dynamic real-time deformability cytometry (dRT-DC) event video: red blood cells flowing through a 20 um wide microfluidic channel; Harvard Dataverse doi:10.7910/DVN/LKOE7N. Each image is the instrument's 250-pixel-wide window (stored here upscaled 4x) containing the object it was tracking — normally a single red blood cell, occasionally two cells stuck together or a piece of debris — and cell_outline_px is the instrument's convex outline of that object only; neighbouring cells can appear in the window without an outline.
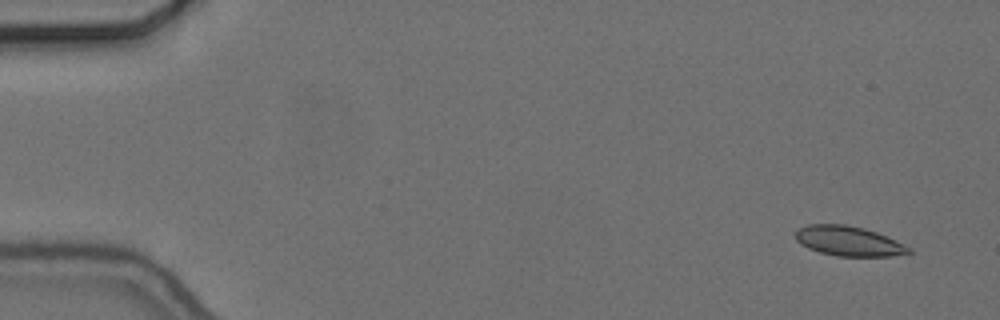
{"species": "common noctule bat (a hibernating species)", "species_latin": "Nyctalus noctula", "temperature_condition": "cold", "stored_images_in_passage": 12, "camera_frame_rate_fps": 3000, "um_per_image_px": 0.085, "animal": {"sex": "female", "body_mass_g": 24.6, "forearm_length_mm": 56.2}, "frame": {"image": 1, "passage_image": 1, "time_ms": 0.0, "image_size_px": [1000, 320], "cell_outline_px": [[912, 252], [892, 256], [836, 256], [820, 252], [808, 248], [800, 244], [796, 240], [796, 228], [808, 224], [844, 224], [864, 228], [876, 232], [904, 244], [912, 248]], "centroid_in_image_um": [72.11, 20.49], "position_along_channel_um": 12.9, "area_um2": 19.71}}